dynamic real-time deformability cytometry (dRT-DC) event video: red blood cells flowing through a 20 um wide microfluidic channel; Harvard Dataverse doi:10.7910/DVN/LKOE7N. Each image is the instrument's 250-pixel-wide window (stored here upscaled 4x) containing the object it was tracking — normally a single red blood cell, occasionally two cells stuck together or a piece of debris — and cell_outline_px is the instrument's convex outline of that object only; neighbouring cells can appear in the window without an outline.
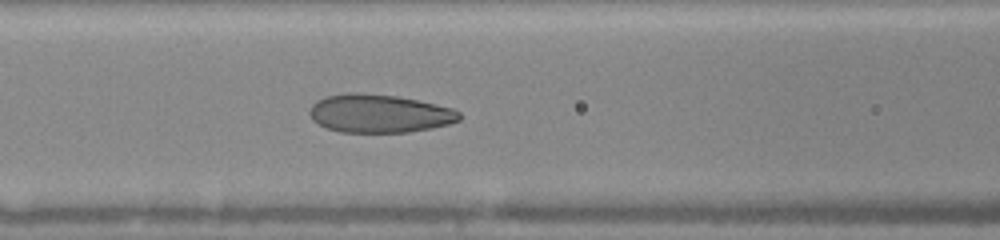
{"species": "human", "species_latin": "Homo sapiens", "temperature_condition": "warm", "stored_images_in_passage": 13, "camera_frame_rate_fps": 3000, "um_per_image_px": 0.085, "donor": {"sex": "female"}, "frame": {"image": 1, "passage_image": 13, "time_ms": 6.667, "image_size_px": [1000, 240], "cell_outline_px": [[460, 120], [448, 124], [432, 128], [408, 132], [340, 132], [316, 124], [312, 120], [308, 112], [312, 104], [316, 100], [324, 96], [348, 92], [356, 92], [396, 96], [436, 104], [452, 108], [460, 112]], "centroid_in_image_um": [32.19, 9.64], "position_along_channel_um": 134.4, "area_um2": 33.58}}